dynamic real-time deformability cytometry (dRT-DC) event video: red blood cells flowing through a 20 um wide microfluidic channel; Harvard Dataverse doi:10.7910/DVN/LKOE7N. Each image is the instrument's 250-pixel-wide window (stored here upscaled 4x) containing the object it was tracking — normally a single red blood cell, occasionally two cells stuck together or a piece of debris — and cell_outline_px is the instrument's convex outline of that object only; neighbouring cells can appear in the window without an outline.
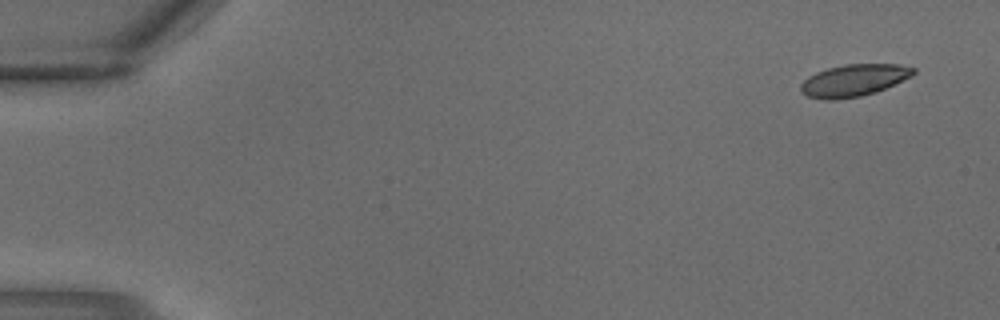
{"species": "common noctule bat (a hibernating species)", "species_latin": "Nyctalus noctula", "temperature_condition": "warm", "stored_images_in_passage": 2, "camera_frame_rate_fps": 3000, "um_per_image_px": 0.085, "animal": {"sex": "male", "body_mass_g": 18.8}, "frame": {"image": 1, "passage_image": 1, "time_ms": 0.0, "image_size_px": [1000, 320], "cell_outline_px": [[916, 72], [912, 76], [876, 92], [860, 96], [832, 100], [824, 100], [808, 96], [800, 88], [800, 84], [808, 76], [816, 72], [828, 68], [844, 64], [900, 64], [916, 68]], "centroid_in_image_um": [72.59, 6.82], "position_along_channel_um": 12.4, "area_um2": 20.98}}